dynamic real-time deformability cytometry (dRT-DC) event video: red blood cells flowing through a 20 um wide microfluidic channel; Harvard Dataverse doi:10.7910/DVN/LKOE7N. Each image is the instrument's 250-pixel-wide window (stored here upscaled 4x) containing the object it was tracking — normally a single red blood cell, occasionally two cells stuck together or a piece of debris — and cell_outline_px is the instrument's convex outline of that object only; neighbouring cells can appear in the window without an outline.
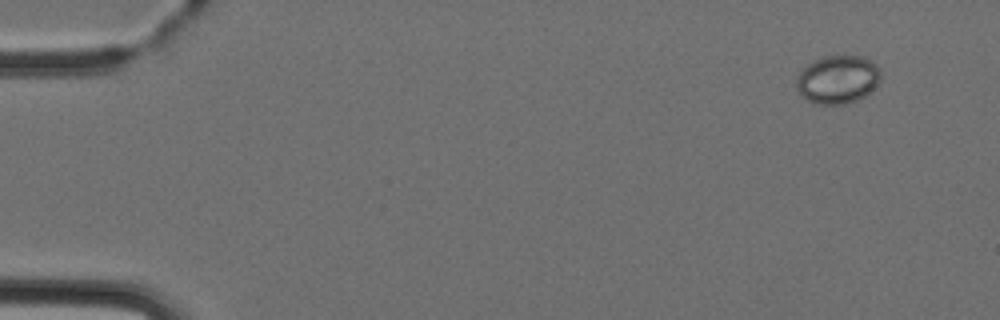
{"species": "Egyptian fruit bat (a non-hibernating species)", "species_latin": "Rousettus aegyptiacus", "temperature_condition": "cold", "stored_images_in_passage": 4, "camera_frame_rate_fps": 3000, "um_per_image_px": 0.085, "animal": {"sex": "female"}, "frame": {"image": 1, "passage_image": 1, "time_ms": 0.0, "image_size_px": [1000, 320], "cell_outline_px": [[880, 80], [864, 96], [856, 100], [844, 104], [816, 104], [800, 96], [796, 88], [796, 80], [800, 72], [812, 60], [824, 56], [864, 56], [872, 60], [880, 68]], "centroid_in_image_um": [71.19, 6.74], "position_along_channel_um": 13.8, "area_um2": 23.76}}